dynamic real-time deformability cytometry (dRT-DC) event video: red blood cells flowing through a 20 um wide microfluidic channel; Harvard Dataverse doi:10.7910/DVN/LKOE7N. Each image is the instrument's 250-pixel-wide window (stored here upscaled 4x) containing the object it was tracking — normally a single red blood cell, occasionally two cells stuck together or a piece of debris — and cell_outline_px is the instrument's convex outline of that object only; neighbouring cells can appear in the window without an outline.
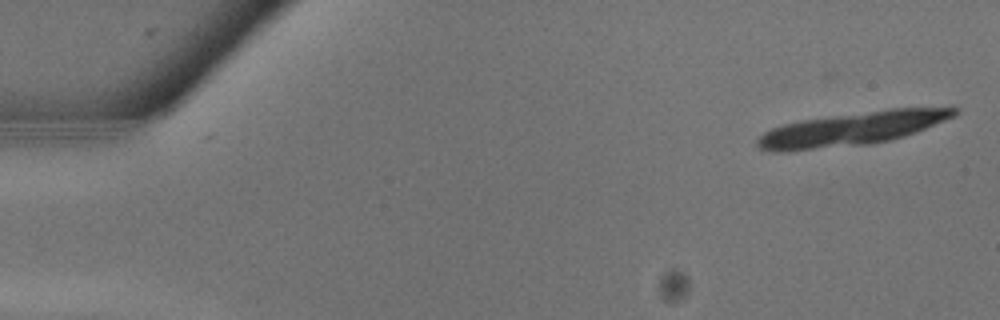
{"species": "common noctule bat (a hibernating species)", "species_latin": "Nyctalus noctula", "temperature_condition": "warm", "stored_images_in_passage": 10, "camera_frame_rate_fps": 3000, "um_per_image_px": 0.085, "animal": {"sex": "male", "body_mass_g": 13.3}, "frame": {"image": 1, "passage_image": 1, "time_ms": 0.0, "image_size_px": [1000, 320], "cell_outline_px": [[960, 108], [956, 116], [916, 132], [904, 136], [888, 140], [868, 144], [792, 152], [768, 152], [760, 148], [756, 144], [756, 140], [764, 132], [772, 128], [784, 124], [804, 120], [888, 108], [952, 104], [956, 104]], "centroid_in_image_um": [72.57, 10.91], "position_along_channel_um": 12.4, "area_um2": 39.48}}
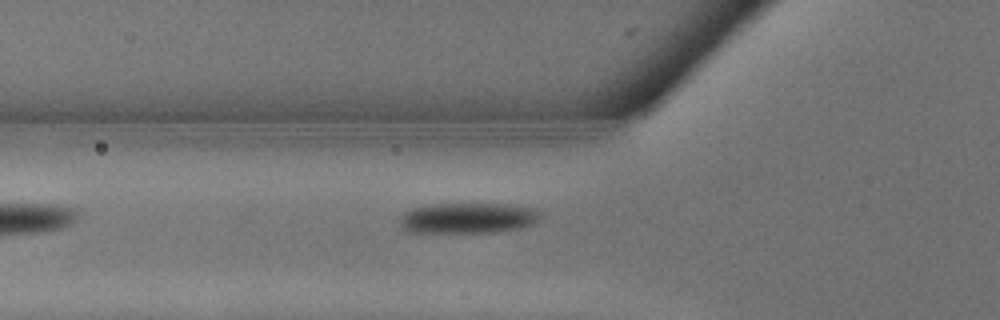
{"frame": {"image": 2, "passage_image": 10, "time_ms": 3.0, "image_size_px": [1000, 320], "cell_outline_px": [[540, 216], [532, 224], [516, 228], [492, 232], [408, 232], [400, 224], [400, 216], [404, 212], [412, 208], [432, 204], [512, 204], [532, 208], [540, 212]], "centroid_in_image_um": [39.73, 18.52], "position_along_channel_um": 86.1, "area_um2": 24.8}}